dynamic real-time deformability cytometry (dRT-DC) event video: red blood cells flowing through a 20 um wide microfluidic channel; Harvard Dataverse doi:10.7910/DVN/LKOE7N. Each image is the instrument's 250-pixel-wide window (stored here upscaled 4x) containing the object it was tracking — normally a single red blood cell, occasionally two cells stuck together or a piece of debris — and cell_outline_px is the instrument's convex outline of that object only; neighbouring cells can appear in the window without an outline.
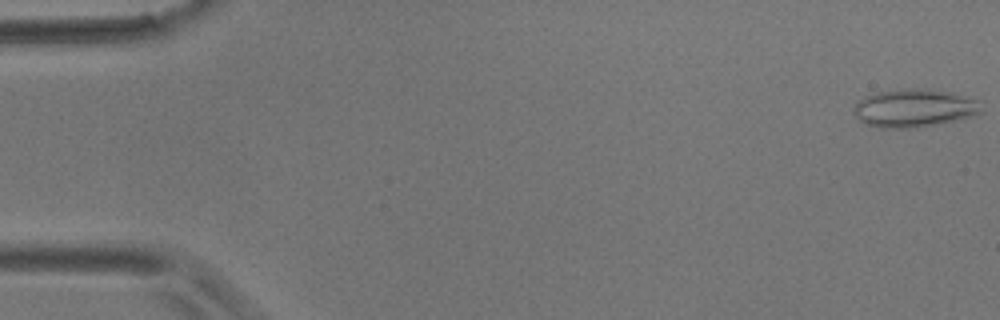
{"species": "common noctule bat (a hibernating species)", "species_latin": "Nyctalus noctula", "temperature_condition": "room temperature", "stored_images_in_passage": 5, "camera_frame_rate_fps": 3000, "um_per_image_px": 0.085, "animal": {"sex": "male", "body_mass_g": 17.9}, "frame": {"image": 1, "passage_image": 1, "time_ms": 0.0, "image_size_px": [1000, 320], "cell_outline_px": [[980, 112], [972, 116], [916, 128], [880, 128], [864, 124], [856, 116], [852, 108], [864, 96], [876, 92], [916, 88], [952, 92], [976, 100]], "centroid_in_image_um": [77.63, 9.2], "position_along_channel_um": 7.4, "area_um2": 27.86}}